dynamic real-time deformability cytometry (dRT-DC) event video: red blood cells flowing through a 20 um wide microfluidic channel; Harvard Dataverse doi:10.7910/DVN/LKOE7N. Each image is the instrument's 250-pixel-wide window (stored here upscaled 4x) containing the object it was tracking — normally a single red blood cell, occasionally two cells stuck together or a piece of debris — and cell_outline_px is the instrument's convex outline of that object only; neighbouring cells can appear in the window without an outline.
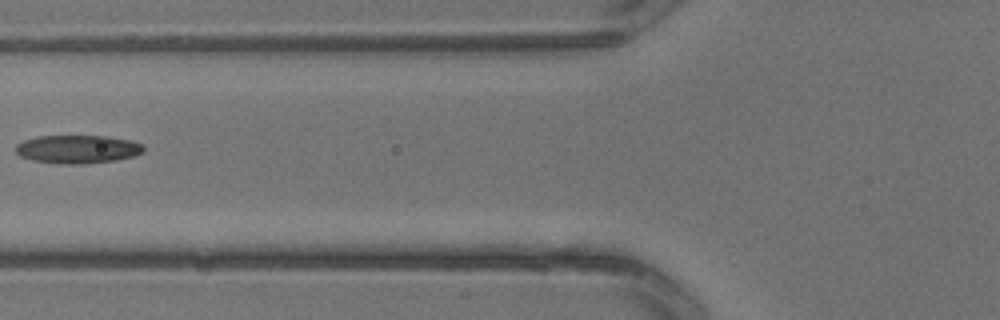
{"species": "common noctule bat (a hibernating species)", "species_latin": "Nyctalus noctula", "temperature_condition": "warm", "stored_images_in_passage": 4, "camera_frame_rate_fps": 3000, "um_per_image_px": 0.085, "animal": {"sex": "male", "body_mass_g": 13.3}, "frame": {"image": 1, "passage_image": 4, "time_ms": 1.0, "image_size_px": [1000, 320], "cell_outline_px": [[144, 152], [132, 156], [116, 160], [84, 164], [60, 164], [32, 160], [20, 156], [16, 152], [16, 144], [24, 140], [36, 136], [104, 136], [128, 140], [140, 144], [144, 148]], "centroid_in_image_um": [6.55, 12.69], "position_along_channel_um": 119.3, "area_um2": 20.98}}